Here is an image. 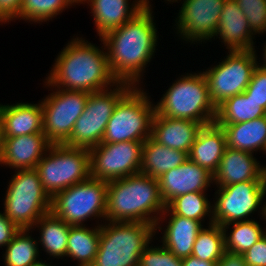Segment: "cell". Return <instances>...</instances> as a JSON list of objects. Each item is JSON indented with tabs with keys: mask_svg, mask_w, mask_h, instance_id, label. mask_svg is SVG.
Here are the masks:
<instances>
[{
	"mask_svg": "<svg viewBox=\"0 0 266 266\" xmlns=\"http://www.w3.org/2000/svg\"><path fill=\"white\" fill-rule=\"evenodd\" d=\"M226 147L225 131L214 122L202 127L191 146L188 158L214 174Z\"/></svg>",
	"mask_w": 266,
	"mask_h": 266,
	"instance_id": "cb8c5ba5",
	"label": "cell"
},
{
	"mask_svg": "<svg viewBox=\"0 0 266 266\" xmlns=\"http://www.w3.org/2000/svg\"><path fill=\"white\" fill-rule=\"evenodd\" d=\"M266 110L245 92L232 96L216 108V124H234L261 118Z\"/></svg>",
	"mask_w": 266,
	"mask_h": 266,
	"instance_id": "f1b7e54d",
	"label": "cell"
},
{
	"mask_svg": "<svg viewBox=\"0 0 266 266\" xmlns=\"http://www.w3.org/2000/svg\"><path fill=\"white\" fill-rule=\"evenodd\" d=\"M30 266H53V265L47 264L45 262L43 263L42 260L41 261L39 260Z\"/></svg>",
	"mask_w": 266,
	"mask_h": 266,
	"instance_id": "f6af8a7d",
	"label": "cell"
},
{
	"mask_svg": "<svg viewBox=\"0 0 266 266\" xmlns=\"http://www.w3.org/2000/svg\"><path fill=\"white\" fill-rule=\"evenodd\" d=\"M42 103L43 133L51 144H64L83 113L89 93L56 89Z\"/></svg>",
	"mask_w": 266,
	"mask_h": 266,
	"instance_id": "4fadbf2b",
	"label": "cell"
},
{
	"mask_svg": "<svg viewBox=\"0 0 266 266\" xmlns=\"http://www.w3.org/2000/svg\"><path fill=\"white\" fill-rule=\"evenodd\" d=\"M130 21L106 33L101 39L112 75L118 82L139 85L144 68L157 45V28L149 0ZM142 76V77H141Z\"/></svg>",
	"mask_w": 266,
	"mask_h": 266,
	"instance_id": "6da1fadb",
	"label": "cell"
},
{
	"mask_svg": "<svg viewBox=\"0 0 266 266\" xmlns=\"http://www.w3.org/2000/svg\"><path fill=\"white\" fill-rule=\"evenodd\" d=\"M148 94L133 86L117 103L101 143L146 141L151 137L155 105Z\"/></svg>",
	"mask_w": 266,
	"mask_h": 266,
	"instance_id": "52a82bcc",
	"label": "cell"
},
{
	"mask_svg": "<svg viewBox=\"0 0 266 266\" xmlns=\"http://www.w3.org/2000/svg\"><path fill=\"white\" fill-rule=\"evenodd\" d=\"M216 266H247L244 260L243 255L224 252V255L216 263Z\"/></svg>",
	"mask_w": 266,
	"mask_h": 266,
	"instance_id": "60d3db41",
	"label": "cell"
},
{
	"mask_svg": "<svg viewBox=\"0 0 266 266\" xmlns=\"http://www.w3.org/2000/svg\"><path fill=\"white\" fill-rule=\"evenodd\" d=\"M242 255L247 266H266V234Z\"/></svg>",
	"mask_w": 266,
	"mask_h": 266,
	"instance_id": "74e56055",
	"label": "cell"
},
{
	"mask_svg": "<svg viewBox=\"0 0 266 266\" xmlns=\"http://www.w3.org/2000/svg\"><path fill=\"white\" fill-rule=\"evenodd\" d=\"M31 229H20L7 244L4 254L6 266H30L39 261V247L37 240L29 235Z\"/></svg>",
	"mask_w": 266,
	"mask_h": 266,
	"instance_id": "1f68e13d",
	"label": "cell"
},
{
	"mask_svg": "<svg viewBox=\"0 0 266 266\" xmlns=\"http://www.w3.org/2000/svg\"><path fill=\"white\" fill-rule=\"evenodd\" d=\"M252 153L225 148L213 182L223 187L244 181H266V172Z\"/></svg>",
	"mask_w": 266,
	"mask_h": 266,
	"instance_id": "e0dca14e",
	"label": "cell"
},
{
	"mask_svg": "<svg viewBox=\"0 0 266 266\" xmlns=\"http://www.w3.org/2000/svg\"><path fill=\"white\" fill-rule=\"evenodd\" d=\"M50 146L44 133L3 138L1 164L16 170L36 168Z\"/></svg>",
	"mask_w": 266,
	"mask_h": 266,
	"instance_id": "ac0fdd59",
	"label": "cell"
},
{
	"mask_svg": "<svg viewBox=\"0 0 266 266\" xmlns=\"http://www.w3.org/2000/svg\"><path fill=\"white\" fill-rule=\"evenodd\" d=\"M219 35V37H218ZM253 35H255L235 0H226L220 14L216 38L222 39L226 49L234 50H254Z\"/></svg>",
	"mask_w": 266,
	"mask_h": 266,
	"instance_id": "ffe728a7",
	"label": "cell"
},
{
	"mask_svg": "<svg viewBox=\"0 0 266 266\" xmlns=\"http://www.w3.org/2000/svg\"><path fill=\"white\" fill-rule=\"evenodd\" d=\"M36 169L43 189L53 198L66 188L91 177L89 149L51 144Z\"/></svg>",
	"mask_w": 266,
	"mask_h": 266,
	"instance_id": "ba28073f",
	"label": "cell"
},
{
	"mask_svg": "<svg viewBox=\"0 0 266 266\" xmlns=\"http://www.w3.org/2000/svg\"><path fill=\"white\" fill-rule=\"evenodd\" d=\"M215 194L212 218L221 227L250 220L246 218L259 208L262 209L260 211L263 219H266V202L259 207L266 195V181H244L218 187Z\"/></svg>",
	"mask_w": 266,
	"mask_h": 266,
	"instance_id": "7c38bea8",
	"label": "cell"
},
{
	"mask_svg": "<svg viewBox=\"0 0 266 266\" xmlns=\"http://www.w3.org/2000/svg\"><path fill=\"white\" fill-rule=\"evenodd\" d=\"M205 193L206 192H191L178 196L166 206L162 213L176 214L199 221L201 224L206 215L208 217L211 215L209 224H213V206H211Z\"/></svg>",
	"mask_w": 266,
	"mask_h": 266,
	"instance_id": "4dcf8cb0",
	"label": "cell"
},
{
	"mask_svg": "<svg viewBox=\"0 0 266 266\" xmlns=\"http://www.w3.org/2000/svg\"><path fill=\"white\" fill-rule=\"evenodd\" d=\"M0 125L3 138L43 133L42 103L0 104Z\"/></svg>",
	"mask_w": 266,
	"mask_h": 266,
	"instance_id": "44dd1931",
	"label": "cell"
},
{
	"mask_svg": "<svg viewBox=\"0 0 266 266\" xmlns=\"http://www.w3.org/2000/svg\"><path fill=\"white\" fill-rule=\"evenodd\" d=\"M161 199L167 206L174 198L191 192H205L213 184V174L189 158L158 178Z\"/></svg>",
	"mask_w": 266,
	"mask_h": 266,
	"instance_id": "2e32d148",
	"label": "cell"
},
{
	"mask_svg": "<svg viewBox=\"0 0 266 266\" xmlns=\"http://www.w3.org/2000/svg\"><path fill=\"white\" fill-rule=\"evenodd\" d=\"M107 182L92 177L51 198V212L71 226L84 225L88 218L106 222Z\"/></svg>",
	"mask_w": 266,
	"mask_h": 266,
	"instance_id": "30bf717a",
	"label": "cell"
},
{
	"mask_svg": "<svg viewBox=\"0 0 266 266\" xmlns=\"http://www.w3.org/2000/svg\"><path fill=\"white\" fill-rule=\"evenodd\" d=\"M226 59L203 71L209 97L217 108L225 100L243 93L258 65L256 50L228 51Z\"/></svg>",
	"mask_w": 266,
	"mask_h": 266,
	"instance_id": "8fae6325",
	"label": "cell"
},
{
	"mask_svg": "<svg viewBox=\"0 0 266 266\" xmlns=\"http://www.w3.org/2000/svg\"><path fill=\"white\" fill-rule=\"evenodd\" d=\"M23 0H0V18L3 22L14 20L19 14Z\"/></svg>",
	"mask_w": 266,
	"mask_h": 266,
	"instance_id": "ab89813d",
	"label": "cell"
},
{
	"mask_svg": "<svg viewBox=\"0 0 266 266\" xmlns=\"http://www.w3.org/2000/svg\"><path fill=\"white\" fill-rule=\"evenodd\" d=\"M263 51H264V52H263V58H264V60H263L264 62H263V63H264V64H263V65H262V64L260 65V63H258V65H259L260 67H264V68H266V43H265V45H264V47H263Z\"/></svg>",
	"mask_w": 266,
	"mask_h": 266,
	"instance_id": "ee69618b",
	"label": "cell"
},
{
	"mask_svg": "<svg viewBox=\"0 0 266 266\" xmlns=\"http://www.w3.org/2000/svg\"><path fill=\"white\" fill-rule=\"evenodd\" d=\"M188 159V154L171 149L149 137L143 142L140 173L158 179Z\"/></svg>",
	"mask_w": 266,
	"mask_h": 266,
	"instance_id": "d4e9b609",
	"label": "cell"
},
{
	"mask_svg": "<svg viewBox=\"0 0 266 266\" xmlns=\"http://www.w3.org/2000/svg\"><path fill=\"white\" fill-rule=\"evenodd\" d=\"M149 246L141 253L139 266H182V259L176 257L163 245L155 248Z\"/></svg>",
	"mask_w": 266,
	"mask_h": 266,
	"instance_id": "d590c367",
	"label": "cell"
},
{
	"mask_svg": "<svg viewBox=\"0 0 266 266\" xmlns=\"http://www.w3.org/2000/svg\"><path fill=\"white\" fill-rule=\"evenodd\" d=\"M230 225H232L233 230L228 234L226 229ZM222 229L224 232L225 251L241 255L266 234L261 225L252 220V218L223 225Z\"/></svg>",
	"mask_w": 266,
	"mask_h": 266,
	"instance_id": "f546056e",
	"label": "cell"
},
{
	"mask_svg": "<svg viewBox=\"0 0 266 266\" xmlns=\"http://www.w3.org/2000/svg\"><path fill=\"white\" fill-rule=\"evenodd\" d=\"M100 224L90 229L85 225L70 226L66 257L77 260V266H92L97 255Z\"/></svg>",
	"mask_w": 266,
	"mask_h": 266,
	"instance_id": "4316f807",
	"label": "cell"
},
{
	"mask_svg": "<svg viewBox=\"0 0 266 266\" xmlns=\"http://www.w3.org/2000/svg\"><path fill=\"white\" fill-rule=\"evenodd\" d=\"M72 5L74 4L75 5V3H77V4H79V3H82V4H84L83 2H85V0H68Z\"/></svg>",
	"mask_w": 266,
	"mask_h": 266,
	"instance_id": "bcb514c9",
	"label": "cell"
},
{
	"mask_svg": "<svg viewBox=\"0 0 266 266\" xmlns=\"http://www.w3.org/2000/svg\"><path fill=\"white\" fill-rule=\"evenodd\" d=\"M20 228L11 222L4 213H0V247L7 244L19 232Z\"/></svg>",
	"mask_w": 266,
	"mask_h": 266,
	"instance_id": "f35d334b",
	"label": "cell"
},
{
	"mask_svg": "<svg viewBox=\"0 0 266 266\" xmlns=\"http://www.w3.org/2000/svg\"><path fill=\"white\" fill-rule=\"evenodd\" d=\"M45 85L69 91L93 93L113 87L107 52L83 38H72L55 59Z\"/></svg>",
	"mask_w": 266,
	"mask_h": 266,
	"instance_id": "7a4b0ae2",
	"label": "cell"
},
{
	"mask_svg": "<svg viewBox=\"0 0 266 266\" xmlns=\"http://www.w3.org/2000/svg\"><path fill=\"white\" fill-rule=\"evenodd\" d=\"M226 0H183L176 18L177 34L193 42L215 38L220 14Z\"/></svg>",
	"mask_w": 266,
	"mask_h": 266,
	"instance_id": "9a60e30c",
	"label": "cell"
},
{
	"mask_svg": "<svg viewBox=\"0 0 266 266\" xmlns=\"http://www.w3.org/2000/svg\"><path fill=\"white\" fill-rule=\"evenodd\" d=\"M143 141L100 143L89 149L91 177L112 181L140 173Z\"/></svg>",
	"mask_w": 266,
	"mask_h": 266,
	"instance_id": "5bb4252c",
	"label": "cell"
},
{
	"mask_svg": "<svg viewBox=\"0 0 266 266\" xmlns=\"http://www.w3.org/2000/svg\"><path fill=\"white\" fill-rule=\"evenodd\" d=\"M38 226V227H37ZM70 226L62 221L52 212L43 215L33 226L40 228V240L38 243L42 245L45 252L49 256L61 258L66 256L67 240Z\"/></svg>",
	"mask_w": 266,
	"mask_h": 266,
	"instance_id": "83f0119b",
	"label": "cell"
},
{
	"mask_svg": "<svg viewBox=\"0 0 266 266\" xmlns=\"http://www.w3.org/2000/svg\"><path fill=\"white\" fill-rule=\"evenodd\" d=\"M107 223L100 225L99 246L92 266H139L141 253L156 233L155 225L143 222Z\"/></svg>",
	"mask_w": 266,
	"mask_h": 266,
	"instance_id": "277c9868",
	"label": "cell"
},
{
	"mask_svg": "<svg viewBox=\"0 0 266 266\" xmlns=\"http://www.w3.org/2000/svg\"><path fill=\"white\" fill-rule=\"evenodd\" d=\"M155 112L173 119H187L208 125L214 123L216 107L209 97L203 72L177 78L155 105Z\"/></svg>",
	"mask_w": 266,
	"mask_h": 266,
	"instance_id": "5b68a950",
	"label": "cell"
},
{
	"mask_svg": "<svg viewBox=\"0 0 266 266\" xmlns=\"http://www.w3.org/2000/svg\"><path fill=\"white\" fill-rule=\"evenodd\" d=\"M72 4L68 0H23L19 14L14 19L34 23L46 22L62 13Z\"/></svg>",
	"mask_w": 266,
	"mask_h": 266,
	"instance_id": "836d02e7",
	"label": "cell"
},
{
	"mask_svg": "<svg viewBox=\"0 0 266 266\" xmlns=\"http://www.w3.org/2000/svg\"><path fill=\"white\" fill-rule=\"evenodd\" d=\"M129 0H85L93 13L96 32L100 38L106 33L130 21L145 6L144 0L133 1L130 7Z\"/></svg>",
	"mask_w": 266,
	"mask_h": 266,
	"instance_id": "603a6c76",
	"label": "cell"
},
{
	"mask_svg": "<svg viewBox=\"0 0 266 266\" xmlns=\"http://www.w3.org/2000/svg\"><path fill=\"white\" fill-rule=\"evenodd\" d=\"M225 252L224 232L220 225L209 224L208 228H202L193 245V256L200 260L212 261L215 264Z\"/></svg>",
	"mask_w": 266,
	"mask_h": 266,
	"instance_id": "d6a6232c",
	"label": "cell"
},
{
	"mask_svg": "<svg viewBox=\"0 0 266 266\" xmlns=\"http://www.w3.org/2000/svg\"><path fill=\"white\" fill-rule=\"evenodd\" d=\"M2 147H3V135L1 131V125H0V164H1V158H2Z\"/></svg>",
	"mask_w": 266,
	"mask_h": 266,
	"instance_id": "7bdbcfd3",
	"label": "cell"
},
{
	"mask_svg": "<svg viewBox=\"0 0 266 266\" xmlns=\"http://www.w3.org/2000/svg\"><path fill=\"white\" fill-rule=\"evenodd\" d=\"M248 20L251 31L266 32V0H235Z\"/></svg>",
	"mask_w": 266,
	"mask_h": 266,
	"instance_id": "e575fe53",
	"label": "cell"
},
{
	"mask_svg": "<svg viewBox=\"0 0 266 266\" xmlns=\"http://www.w3.org/2000/svg\"><path fill=\"white\" fill-rule=\"evenodd\" d=\"M182 266H216V264L212 261L200 260L190 255L189 257L182 258Z\"/></svg>",
	"mask_w": 266,
	"mask_h": 266,
	"instance_id": "b9f144b4",
	"label": "cell"
},
{
	"mask_svg": "<svg viewBox=\"0 0 266 266\" xmlns=\"http://www.w3.org/2000/svg\"><path fill=\"white\" fill-rule=\"evenodd\" d=\"M165 215L171 216H169L170 218L166 221L168 225L161 238L162 245L170 250L176 257L181 259L189 257L192 254L193 245L203 225L199 221L176 214L162 213L155 225V232H157V229L158 231L162 230L159 224L160 221L162 222L165 220V217L167 218Z\"/></svg>",
	"mask_w": 266,
	"mask_h": 266,
	"instance_id": "7402d4cb",
	"label": "cell"
},
{
	"mask_svg": "<svg viewBox=\"0 0 266 266\" xmlns=\"http://www.w3.org/2000/svg\"><path fill=\"white\" fill-rule=\"evenodd\" d=\"M165 208L158 179L138 173L107 182V221L156 225Z\"/></svg>",
	"mask_w": 266,
	"mask_h": 266,
	"instance_id": "3957f363",
	"label": "cell"
},
{
	"mask_svg": "<svg viewBox=\"0 0 266 266\" xmlns=\"http://www.w3.org/2000/svg\"><path fill=\"white\" fill-rule=\"evenodd\" d=\"M167 1H169V2H178V0H167Z\"/></svg>",
	"mask_w": 266,
	"mask_h": 266,
	"instance_id": "7dc6e473",
	"label": "cell"
},
{
	"mask_svg": "<svg viewBox=\"0 0 266 266\" xmlns=\"http://www.w3.org/2000/svg\"><path fill=\"white\" fill-rule=\"evenodd\" d=\"M226 134L227 147L254 153L266 150V115L234 124H217Z\"/></svg>",
	"mask_w": 266,
	"mask_h": 266,
	"instance_id": "484cf974",
	"label": "cell"
},
{
	"mask_svg": "<svg viewBox=\"0 0 266 266\" xmlns=\"http://www.w3.org/2000/svg\"><path fill=\"white\" fill-rule=\"evenodd\" d=\"M6 190L4 214L20 229L34 224L51 212V197L43 189L36 168L16 170Z\"/></svg>",
	"mask_w": 266,
	"mask_h": 266,
	"instance_id": "8992f818",
	"label": "cell"
},
{
	"mask_svg": "<svg viewBox=\"0 0 266 266\" xmlns=\"http://www.w3.org/2000/svg\"><path fill=\"white\" fill-rule=\"evenodd\" d=\"M204 125L187 119H173L155 112L152 120L151 137L171 149L189 154L198 133Z\"/></svg>",
	"mask_w": 266,
	"mask_h": 266,
	"instance_id": "d6986e66",
	"label": "cell"
},
{
	"mask_svg": "<svg viewBox=\"0 0 266 266\" xmlns=\"http://www.w3.org/2000/svg\"><path fill=\"white\" fill-rule=\"evenodd\" d=\"M244 92L266 110V68L257 65Z\"/></svg>",
	"mask_w": 266,
	"mask_h": 266,
	"instance_id": "8d00e7d4",
	"label": "cell"
},
{
	"mask_svg": "<svg viewBox=\"0 0 266 266\" xmlns=\"http://www.w3.org/2000/svg\"><path fill=\"white\" fill-rule=\"evenodd\" d=\"M114 86L113 90L110 87L89 93L85 109L76 120L70 138L64 145L91 149L101 143L115 106L133 87L126 82H118Z\"/></svg>",
	"mask_w": 266,
	"mask_h": 266,
	"instance_id": "9c48e42d",
	"label": "cell"
}]
</instances>
